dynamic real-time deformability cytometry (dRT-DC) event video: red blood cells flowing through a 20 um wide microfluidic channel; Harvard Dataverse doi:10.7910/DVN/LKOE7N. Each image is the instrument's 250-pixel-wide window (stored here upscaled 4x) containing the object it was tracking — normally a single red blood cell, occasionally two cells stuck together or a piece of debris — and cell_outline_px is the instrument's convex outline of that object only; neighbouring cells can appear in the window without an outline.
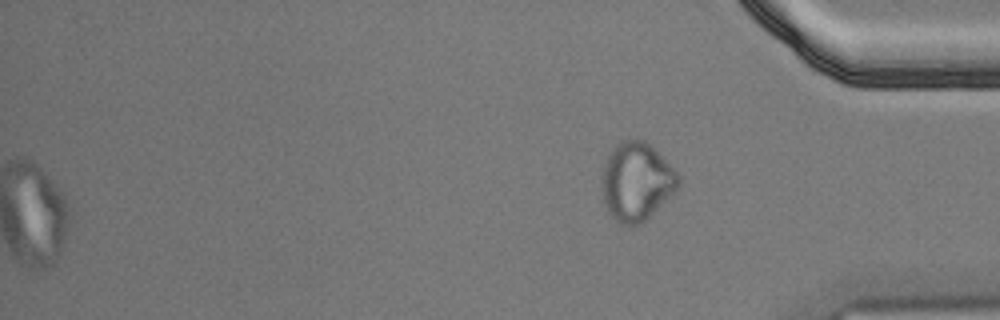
{"species": "Egyptian fruit bat (a non-hibernating species)", "species_latin": "Rousettus aegyptiacus", "temperature_condition": "cold", "stored_images_in_passage": 46, "camera_frame_rate_fps": 3000, "um_per_image_px": 0.085, "animal": {"sex": "male"}, "frame": {"image": 1, "passage_image": 46, "time_ms": 15.0, "image_size_px": [1000, 320], "cell_outline_px": [[680, 188], [676, 192], [640, 224], [620, 224], [608, 212], [604, 204], [600, 180], [604, 164], [612, 148], [620, 140], [644, 140], [652, 144], [680, 176]], "centroid_in_image_um": [54.11, 15.41], "position_along_channel_um": 381.1, "area_um2": 35.26}, "authors_computed_cell_mechanics": {"area_um2": 22.8599, "velocity_mm_per_s": 3.6062, "shape_relaxation_time_tau1_ms": null, "shape_relaxation_time_tau2_ms": 2.4003, "deformation_change_tau1": null, "deformation_change_tau2": 0.1014}}